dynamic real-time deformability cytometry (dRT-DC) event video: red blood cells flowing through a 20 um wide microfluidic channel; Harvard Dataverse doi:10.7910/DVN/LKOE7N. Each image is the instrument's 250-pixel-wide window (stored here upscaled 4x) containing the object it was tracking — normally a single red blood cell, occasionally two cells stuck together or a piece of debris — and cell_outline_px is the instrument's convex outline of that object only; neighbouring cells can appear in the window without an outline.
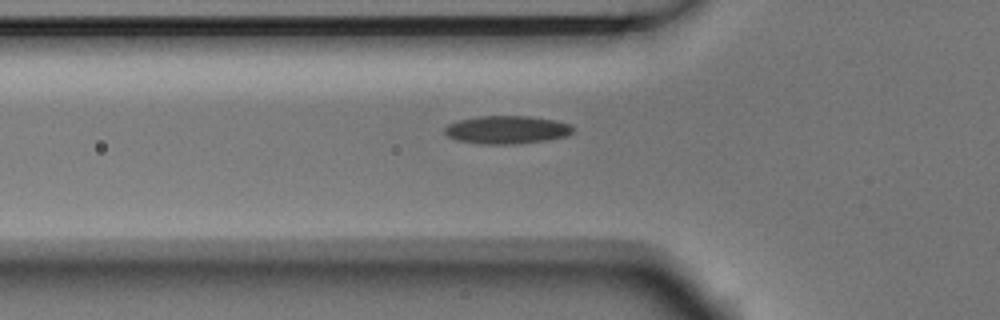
{"species": "Egyptian fruit bat (a non-hibernating species)", "species_latin": "Rousettus aegyptiacus", "temperature_condition": "room temperature", "stored_images_in_passage": 6, "camera_frame_rate_fps": 3000, "um_per_image_px": 0.085, "animal": {"sex": "male"}, "frame": {"image": 1, "passage_image": 6, "time_ms": 1.667, "image_size_px": [1000, 320], "cell_outline_px": [[572, 132], [568, 136], [548, 140], [516, 144], [476, 144], [456, 140], [448, 136], [444, 132], [444, 128], [448, 124], [460, 120], [480, 116], [528, 116], [556, 120], [568, 124], [572, 128]], "centroid_in_image_um": [43.06, 11.04], "position_along_channel_um": 82.7, "area_um2": 21.04}}